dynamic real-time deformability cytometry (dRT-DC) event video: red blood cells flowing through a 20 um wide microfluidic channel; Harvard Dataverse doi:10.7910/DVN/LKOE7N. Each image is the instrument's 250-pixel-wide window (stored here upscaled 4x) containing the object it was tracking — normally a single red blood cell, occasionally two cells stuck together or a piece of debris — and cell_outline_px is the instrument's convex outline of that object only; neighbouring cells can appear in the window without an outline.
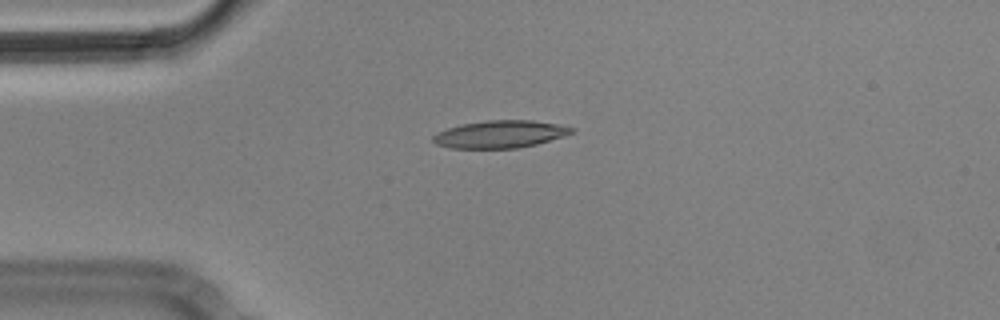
{"species": "Egyptian fruit bat (a non-hibernating species)", "species_latin": "Rousettus aegyptiacus", "temperature_condition": "cold", "stored_images_in_passage": 10, "camera_frame_rate_fps": 3000, "um_per_image_px": 0.085, "animal": {"sex": "male"}, "frame": {"image": 1, "passage_image": 4, "time_ms": 1.0, "image_size_px": [1000, 320], "cell_outline_px": [[576, 128], [572, 132], [536, 144], [516, 148], [452, 148], [436, 144], [432, 140], [432, 136], [436, 132], [448, 128], [464, 124], [488, 120], [532, 120], [556, 124]], "centroid_in_image_um": [42.45, 11.4], "position_along_channel_um": 42.5, "area_um2": 21.79}}
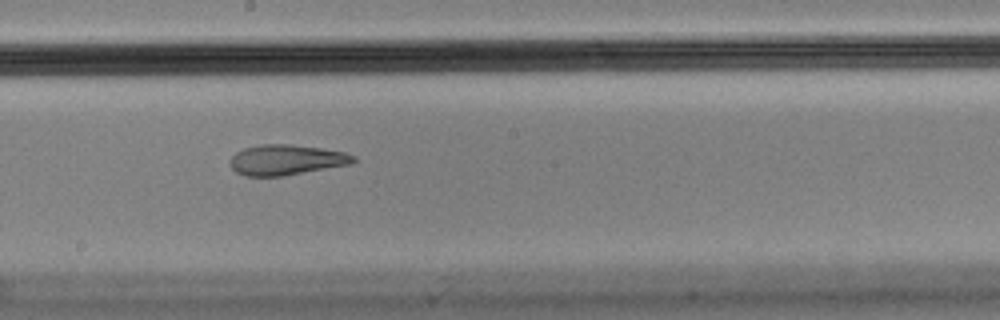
{"frame": {"image": 2, "passage_image": 9, "time_ms": 2.667, "image_size_px": [1000, 320], "cell_outline_px": [[356, 160], [352, 164], [284, 176], [248, 176], [236, 172], [232, 168], [232, 156], [236, 152], [244, 148], [260, 144], [288, 144], [320, 148], [344, 152], [356, 156]], "centroid_in_image_um": [24.37, 13.59], "position_along_channel_um": 223.8, "area_um2": 21.73}}
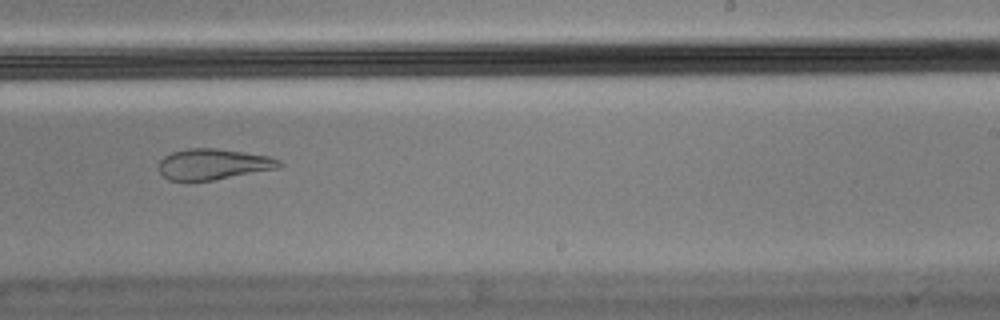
{"frame": {"image": 3, "passage_image": 10, "time_ms": 3.0, "image_size_px": [1000, 320], "cell_outline_px": [[284, 164], [280, 168], [212, 180], [168, 180], [160, 172], [160, 160], [164, 156], [172, 152], [188, 148], [212, 148], [272, 156], [280, 160]], "centroid_in_image_um": [18.17, 13.95], "position_along_channel_um": 270.8, "area_um2": 21.5}}